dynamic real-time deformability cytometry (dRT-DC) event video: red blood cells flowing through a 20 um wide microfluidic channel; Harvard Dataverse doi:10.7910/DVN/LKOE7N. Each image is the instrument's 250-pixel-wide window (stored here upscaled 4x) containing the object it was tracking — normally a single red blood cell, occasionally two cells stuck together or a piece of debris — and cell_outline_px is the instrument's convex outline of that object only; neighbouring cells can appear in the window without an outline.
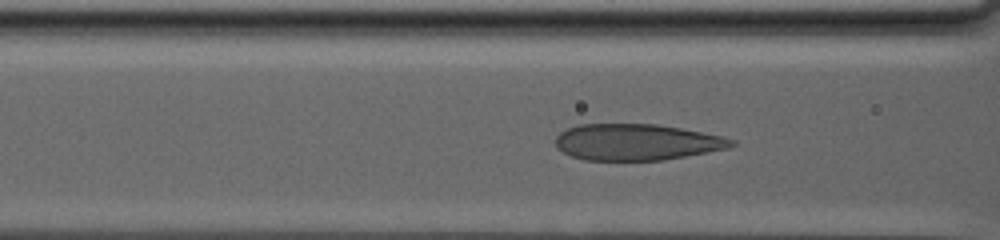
{"species": "human", "species_latin": "Homo sapiens", "temperature_condition": "warm", "stored_images_in_passage": 82, "camera_frame_rate_fps": 3000, "um_per_image_px": 0.085, "donor": {"sex": "male"}, "frame": {"image": 1, "passage_image": 37, "time_ms": 12.0, "image_size_px": [1000, 240], "cell_outline_px": [[736, 144], [728, 148], [708, 152], [664, 160], [584, 160], [572, 156], [556, 148], [556, 136], [560, 132], [568, 128], [580, 124], [656, 124], [680, 128], [720, 136], [736, 140]], "centroid_in_image_um": [54.1, 12.08], "position_along_channel_um": 112.5, "area_um2": 37.11}}
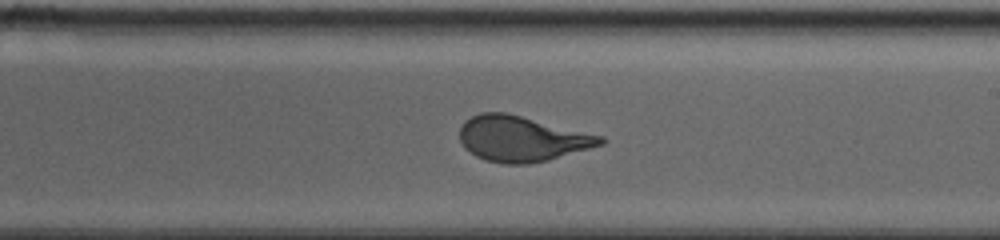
{"frame": {"image": 2, "passage_image": 53, "time_ms": 17.333, "image_size_px": [1000, 240], "cell_outline_px": [[608, 140], [604, 144], [548, 160], [528, 164], [504, 164], [484, 160], [476, 156], [464, 148], [460, 140], [460, 128], [464, 120], [480, 112], [508, 112], [604, 136]], "centroid_in_image_um": [44.36, 11.78], "position_along_channel_um": 244.6, "area_um2": 37.69}}
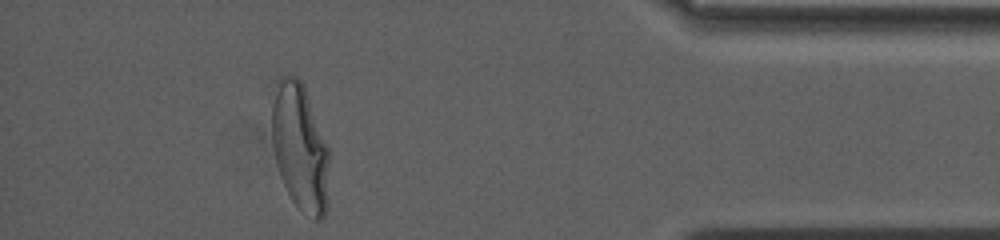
{"frame": {"image": 3, "passage_image": 77, "time_ms": 25.333, "image_size_px": [1000, 240], "cell_outline_px": [[328, 208], [324, 216], [320, 220], [312, 220], [292, 200], [280, 176], [272, 144], [272, 104], [276, 80], [280, 76], [296, 76], [304, 84], [328, 148]], "centroid_in_image_um": [25.5, 12.52], "position_along_channel_um": 409.7, "area_um2": 42.6}, "authors_computed_cell_mechanics": {"area_um2": 39.7086, "velocity_mm_per_s": 2.482, "shape_relaxation_time_tau1_ms": 8.1346, "shape_relaxation_time_tau2_ms": null, "deformation_change_tau1": 0.2437, "deformation_change_tau2": null}}